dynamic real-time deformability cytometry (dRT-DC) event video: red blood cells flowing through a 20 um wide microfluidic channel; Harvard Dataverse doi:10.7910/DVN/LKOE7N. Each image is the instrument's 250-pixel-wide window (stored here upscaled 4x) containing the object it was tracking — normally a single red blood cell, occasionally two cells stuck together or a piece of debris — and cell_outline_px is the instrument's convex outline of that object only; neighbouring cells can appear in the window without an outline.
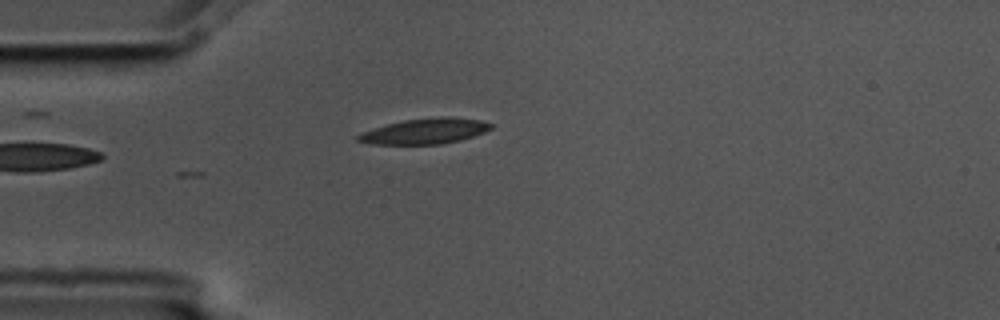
{"species": "common noctule bat (a hibernating species)", "species_latin": "Nyctalus noctula", "temperature_condition": "cold", "stored_images_in_passage": 3, "camera_frame_rate_fps": 3000, "um_per_image_px": 0.085, "animal": {"sex": "male", "body_mass_g": 17.5, "forearm_length_mm": 52.3}, "frame": {"image": 1, "passage_image": 3, "time_ms": 0.667, "image_size_px": [1000, 320], "cell_outline_px": [[492, 128], [484, 132], [460, 140], [440, 144], [368, 144], [356, 140], [356, 136], [360, 132], [388, 124], [404, 120], [440, 116], [452, 116], [480, 120], [492, 124]], "centroid_in_image_um": [36.1, 11.14], "position_along_channel_um": 48.9, "area_um2": 19.77}}